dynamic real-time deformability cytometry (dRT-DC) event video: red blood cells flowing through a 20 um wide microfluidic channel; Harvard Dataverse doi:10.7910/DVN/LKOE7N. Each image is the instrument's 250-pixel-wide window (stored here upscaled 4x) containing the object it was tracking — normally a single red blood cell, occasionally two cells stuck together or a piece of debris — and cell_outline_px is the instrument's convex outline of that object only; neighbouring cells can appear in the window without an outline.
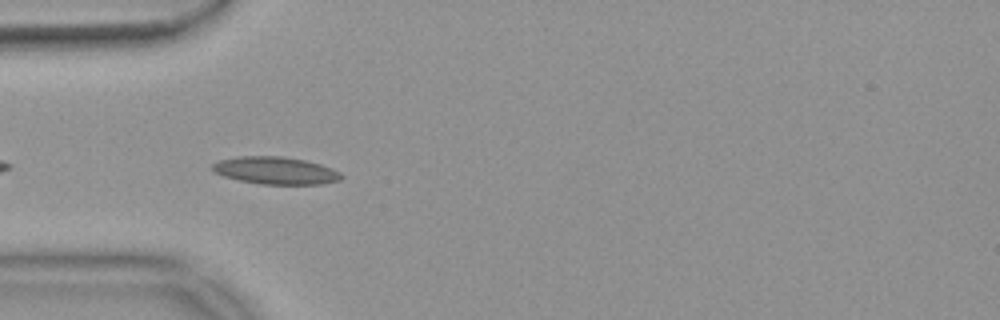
{"species": "common noctule bat (a hibernating species)", "species_latin": "Nyctalus noctula", "temperature_condition": "warm", "stored_images_in_passage": 7, "camera_frame_rate_fps": 3000, "um_per_image_px": 0.085, "animal": {"sex": "female", "body_mass_g": 18.4}, "frame": {"image": 1, "passage_image": 3, "time_ms": 0.667, "image_size_px": [1000, 320], "cell_outline_px": [[344, 176], [340, 180], [320, 184], [260, 184], [240, 180], [224, 176], [212, 172], [212, 164], [220, 160], [236, 156], [280, 156], [304, 160], [320, 164], [332, 168], [340, 172]], "centroid_in_image_um": [23.41, 14.49], "position_along_channel_um": 61.6, "area_um2": 20.58}}